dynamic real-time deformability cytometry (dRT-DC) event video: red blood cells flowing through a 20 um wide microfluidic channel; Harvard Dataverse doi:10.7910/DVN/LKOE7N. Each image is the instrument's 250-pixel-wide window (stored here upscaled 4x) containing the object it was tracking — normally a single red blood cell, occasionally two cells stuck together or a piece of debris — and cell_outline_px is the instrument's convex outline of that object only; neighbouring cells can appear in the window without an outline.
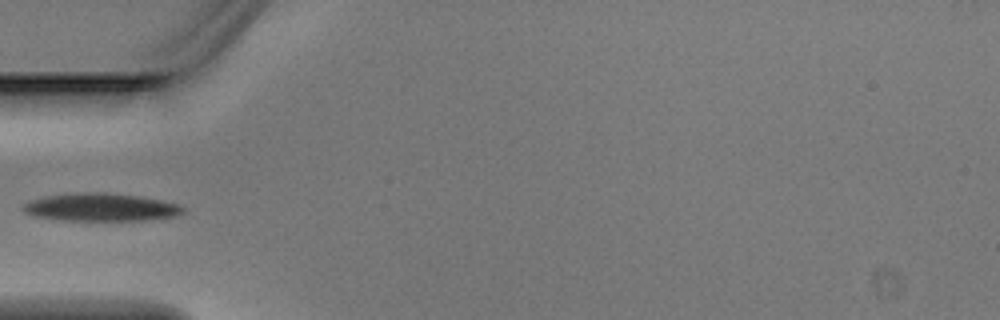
{"species": "Egyptian fruit bat (a non-hibernating species)", "species_latin": "Rousettus aegyptiacus", "temperature_condition": "warm", "stored_images_in_passage": 3, "camera_frame_rate_fps": 3000, "um_per_image_px": 0.085, "animal": {"sex": "male"}, "frame": {"image": 1, "passage_image": 3, "time_ms": 0.667, "image_size_px": [1000, 320], "cell_outline_px": [[184, 212], [176, 216], [144, 220], [64, 220], [36, 216], [24, 212], [20, 208], [24, 204], [32, 200], [48, 196], [80, 192], [104, 192], [140, 196], [180, 204], [184, 208]], "centroid_in_image_um": [8.6, 17.61], "position_along_channel_um": 76.4, "area_um2": 25.78}}